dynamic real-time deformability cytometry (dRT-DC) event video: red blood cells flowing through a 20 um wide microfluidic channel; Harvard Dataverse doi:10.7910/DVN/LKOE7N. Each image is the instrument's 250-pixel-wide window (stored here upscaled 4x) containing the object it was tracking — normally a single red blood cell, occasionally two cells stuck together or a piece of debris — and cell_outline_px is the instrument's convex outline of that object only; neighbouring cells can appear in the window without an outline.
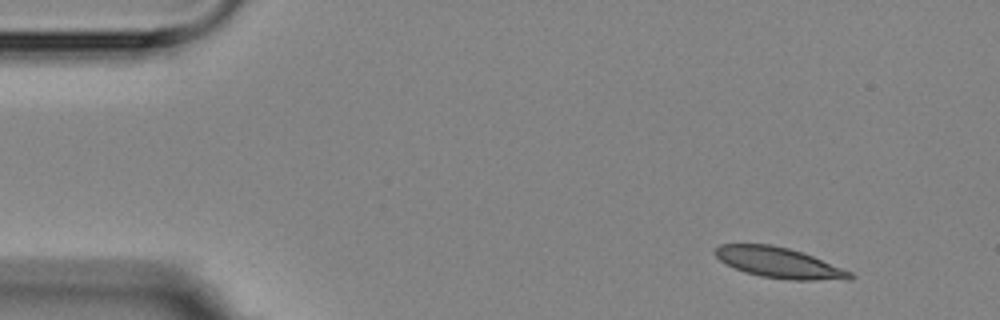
{"species": "Egyptian fruit bat (a non-hibernating species)", "species_latin": "Rousettus aegyptiacus", "temperature_condition": "room temperature", "stored_images_in_passage": 4, "camera_frame_rate_fps": 3000, "um_per_image_px": 0.085, "animal": {"sex": "female"}, "frame": {"image": 1, "passage_image": 2, "time_ms": 1.333, "image_size_px": [1000, 320], "cell_outline_px": [[856, 276], [852, 280], [788, 280], [760, 276], [744, 272], [724, 264], [712, 252], [720, 244], [772, 244], [788, 248], [812, 256], [852, 272]], "centroid_in_image_um": [66.21, 22.34], "position_along_channel_um": 18.8, "area_um2": 24.16}}